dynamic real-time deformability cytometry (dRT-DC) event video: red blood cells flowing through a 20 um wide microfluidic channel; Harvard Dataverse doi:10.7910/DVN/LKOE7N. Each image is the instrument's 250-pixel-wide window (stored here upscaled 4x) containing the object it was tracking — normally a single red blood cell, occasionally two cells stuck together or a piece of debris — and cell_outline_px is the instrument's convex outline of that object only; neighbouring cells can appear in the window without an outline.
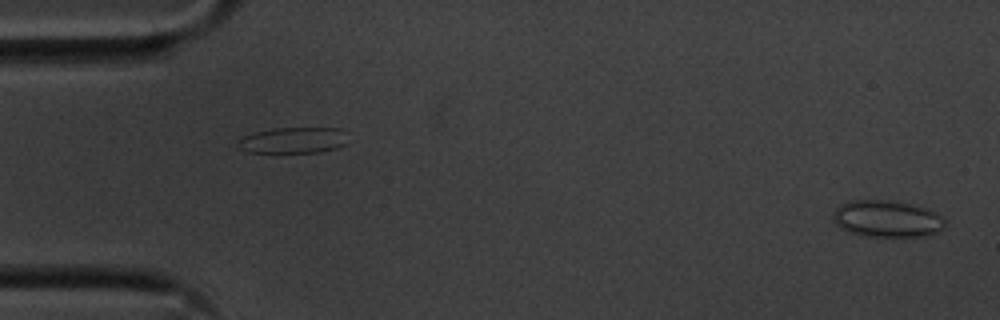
{"species": "common noctule bat (a hibernating species)", "species_latin": "Nyctalus noctula", "temperature_condition": "cold", "stored_images_in_passage": 54, "camera_frame_rate_fps": 3000, "um_per_image_px": 0.085, "animal": {"sex": "male", "body_mass_g": 20.1, "forearm_length_mm": 53.5}, "frame": {"image": 1, "passage_image": 1, "time_ms": 0.0, "image_size_px": [1000, 320], "cell_outline_px": [[944, 228], [928, 236], [860, 236], [848, 232], [840, 228], [832, 220], [832, 212], [840, 204], [852, 200], [896, 200], [928, 208], [940, 216], [944, 220]], "centroid_in_image_um": [75.35, 18.59], "position_along_channel_um": 9.7, "area_um2": 24.33}}
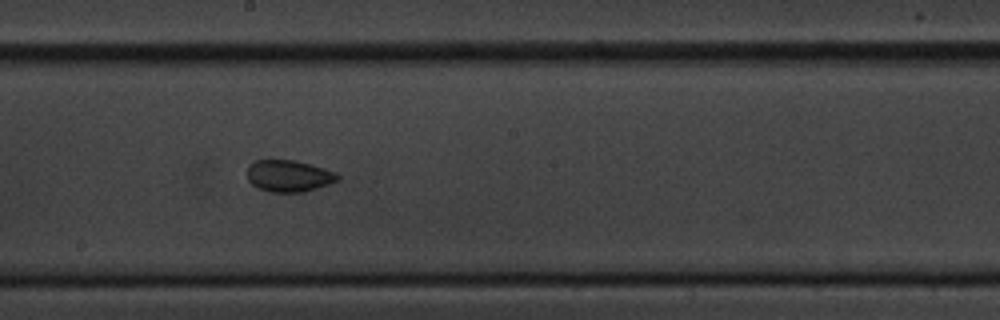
{"frame": {"image": 2, "passage_image": 29, "time_ms": 9.333, "image_size_px": [1000, 320], "cell_outline_px": [[340, 176], [336, 180], [328, 184], [304, 192], [268, 192], [256, 188], [248, 180], [248, 164], [252, 160], [296, 160], [324, 168], [336, 172]], "centroid_in_image_um": [24.51, 14.95], "position_along_channel_um": 223.7, "area_um2": 16.82}}
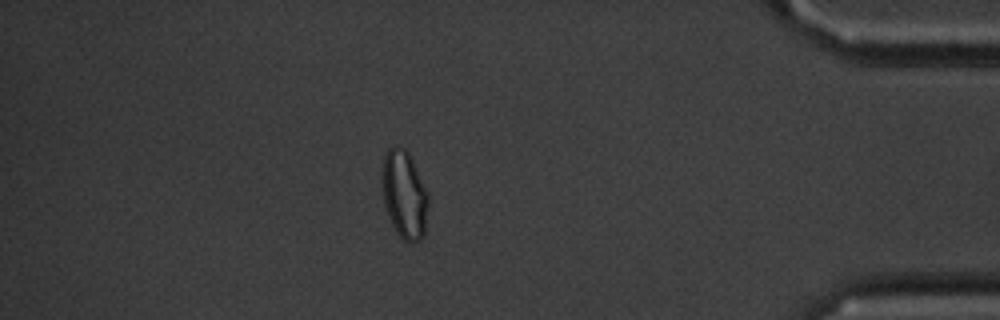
{"frame": {"image": 3, "passage_image": 47, "time_ms": 15.333, "image_size_px": [1000, 320], "cell_outline_px": [[428, 204], [424, 236], [420, 240], [412, 244], [404, 240], [396, 232], [388, 216], [384, 204], [380, 180], [384, 156], [388, 148], [392, 144], [396, 144], [404, 148], [408, 152], [428, 192]], "centroid_in_image_um": [34.34, 16.52], "position_along_channel_um": 400.9, "area_um2": 24.16}, "authors_computed_cell_mechanics": {"area_um2": 17.8024, "velocity_mm_per_s": 3.6125, "shape_relaxation_time_tau1_ms": 5.0329, "shape_relaxation_time_tau2_ms": 1.242, "deformation_change_tau1": 0.0787, "deformation_change_tau2": 0.0487}}